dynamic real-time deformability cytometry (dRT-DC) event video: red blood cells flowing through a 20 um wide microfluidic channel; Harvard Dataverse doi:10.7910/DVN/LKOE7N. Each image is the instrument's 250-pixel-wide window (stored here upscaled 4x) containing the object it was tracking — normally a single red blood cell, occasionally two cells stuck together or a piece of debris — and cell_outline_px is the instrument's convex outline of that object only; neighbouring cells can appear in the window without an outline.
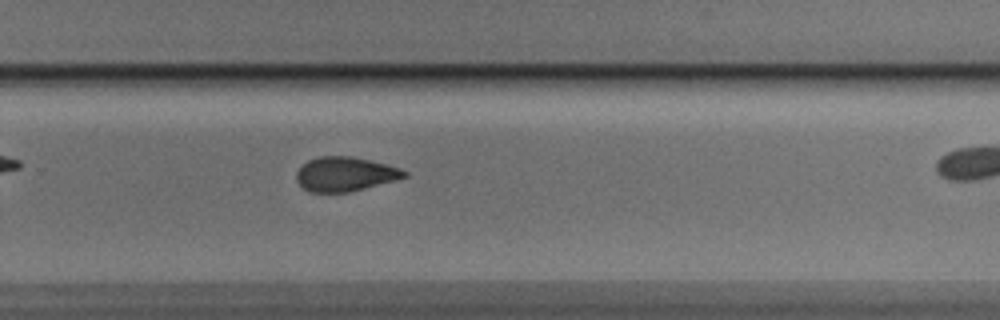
{"species": "Egyptian fruit bat (a non-hibernating species)", "species_latin": "Rousettus aegyptiacus", "temperature_condition": "cold", "stored_images_in_passage": 26, "camera_frame_rate_fps": 3000, "um_per_image_px": 0.085, "animal": {"sex": "male"}, "frame": {"image": 1, "passage_image": 19, "time_ms": 6.0, "image_size_px": [1000, 320], "cell_outline_px": [[408, 176], [348, 192], [312, 192], [304, 188], [296, 180], [296, 172], [308, 160], [320, 156], [352, 156], [400, 168], [408, 172]], "centroid_in_image_um": [29.31, 14.79], "position_along_channel_um": 300.5, "area_um2": 21.15}}
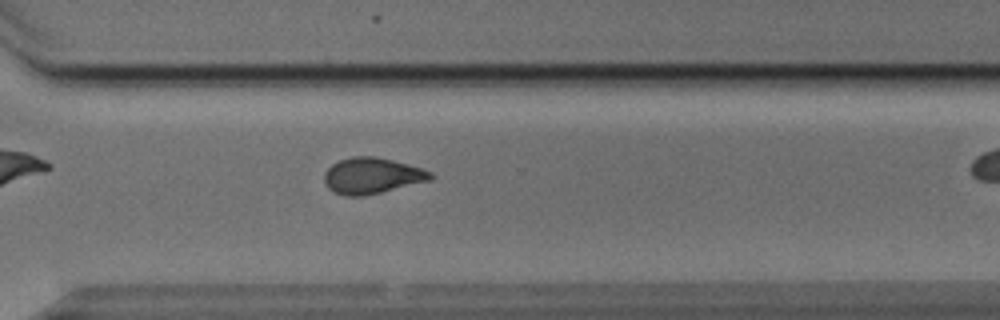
{"frame": {"image": 2, "passage_image": 22, "time_ms": 7.0, "image_size_px": [1000, 320], "cell_outline_px": [[432, 176], [428, 180], [364, 196], [344, 196], [328, 188], [324, 184], [324, 172], [332, 164], [340, 160], [352, 156], [372, 156], [392, 160], [420, 168], [432, 172]], "centroid_in_image_um": [31.54, 14.93], "position_along_channel_um": 339.1, "area_um2": 21.91}}